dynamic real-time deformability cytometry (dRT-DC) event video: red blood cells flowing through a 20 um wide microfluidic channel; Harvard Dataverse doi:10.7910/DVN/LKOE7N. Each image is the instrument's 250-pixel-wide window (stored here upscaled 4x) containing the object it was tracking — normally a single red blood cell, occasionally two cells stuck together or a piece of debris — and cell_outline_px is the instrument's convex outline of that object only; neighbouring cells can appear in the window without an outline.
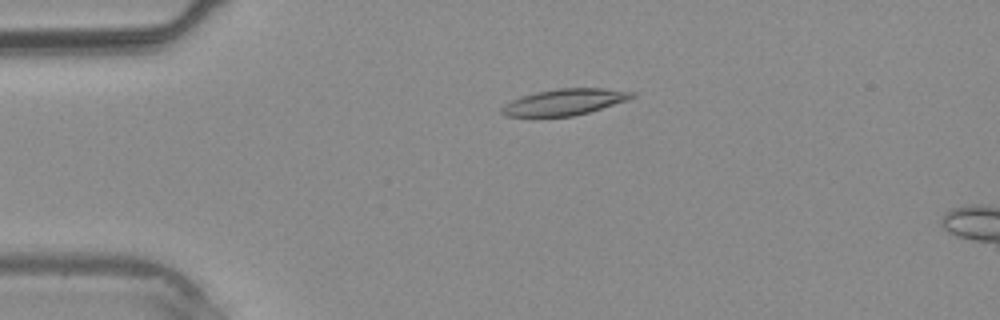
{"species": "common noctule bat (a hibernating species)", "species_latin": "Nyctalus noctula", "temperature_condition": "warm", "stored_images_in_passage": 9, "camera_frame_rate_fps": 3000, "um_per_image_px": 0.085, "animal": {"sex": "male", "body_mass_g": 20.4}, "frame": {"image": 1, "passage_image": 6, "time_ms": 1.667, "image_size_px": [1000, 320], "cell_outline_px": [[636, 96], [628, 100], [588, 112], [572, 116], [504, 116], [500, 112], [500, 108], [504, 104], [512, 100], [536, 92], [560, 88], [600, 88], [636, 92]], "centroid_in_image_um": [47.99, 8.67], "position_along_channel_um": 37.0, "area_um2": 19.71}}